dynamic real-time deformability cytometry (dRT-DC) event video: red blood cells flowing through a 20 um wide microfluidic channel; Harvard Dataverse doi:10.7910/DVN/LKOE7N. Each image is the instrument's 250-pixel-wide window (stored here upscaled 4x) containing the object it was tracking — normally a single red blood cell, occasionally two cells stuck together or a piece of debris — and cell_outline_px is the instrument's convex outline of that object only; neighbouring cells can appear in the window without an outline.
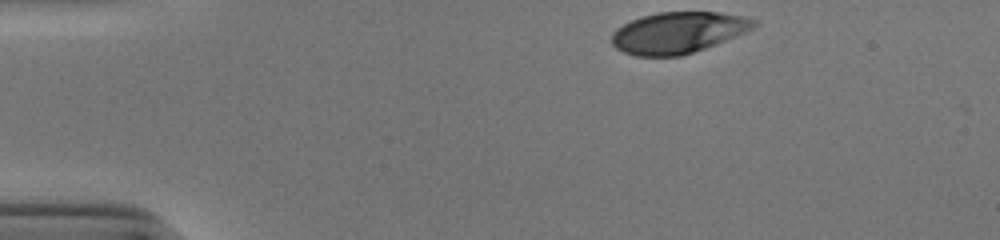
{"species": "human", "species_latin": "Homo sapiens", "temperature_condition": "cold", "stored_images_in_passage": 35, "camera_frame_rate_fps": 3000, "um_per_image_px": 0.085, "donor": {"sex": "male"}, "frame": {"image": 1, "passage_image": 1, "time_ms": 0.0, "image_size_px": [1000, 240], "cell_outline_px": [[760, 24], [748, 32], [716, 44], [680, 56], [636, 56], [624, 52], [616, 48], [612, 44], [612, 32], [616, 28], [640, 16], [660, 12], [720, 12], [744, 16], [756, 20]], "centroid_in_image_um": [57.67, 2.76], "position_along_channel_um": 27.3, "area_um2": 34.39}}
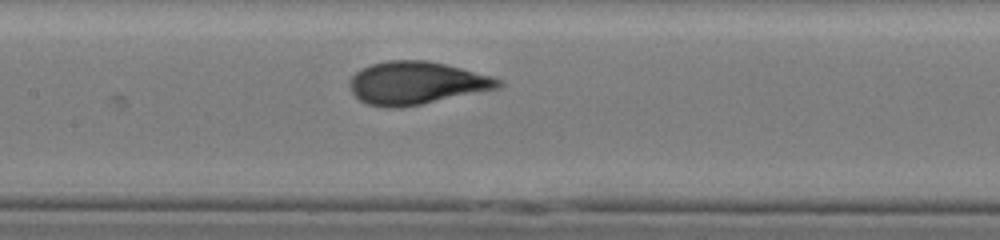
{"frame": {"image": 2, "passage_image": 18, "time_ms": 5.667, "image_size_px": [1000, 240], "cell_outline_px": [[504, 84], [500, 88], [400, 108], [388, 108], [368, 104], [360, 100], [352, 92], [348, 84], [352, 76], [356, 72], [372, 64], [388, 60], [424, 60], [444, 64], [492, 76], [500, 80]], "centroid_in_image_um": [35.39, 7.06], "position_along_channel_um": 172.0, "area_um2": 36.76}}
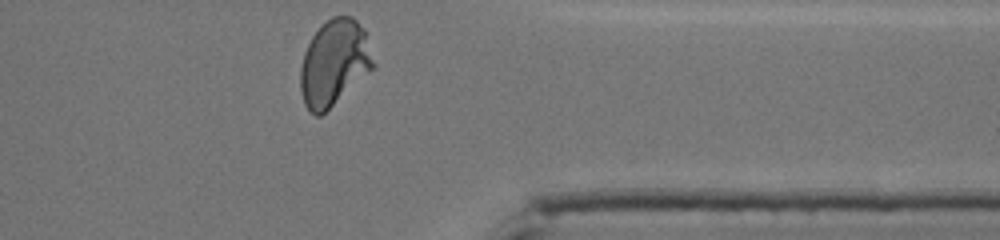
{"frame": {"image": 3, "passage_image": 35, "time_ms": 11.333, "image_size_px": [1000, 240], "cell_outline_px": [[376, 68], [320, 116], [316, 116], [304, 104], [300, 92], [300, 68], [304, 52], [312, 36], [332, 16], [352, 16], [364, 28], [376, 64]], "centroid_in_image_um": [28.43, 5.36], "position_along_channel_um": 383.0, "area_um2": 36.7}, "authors_computed_cell_mechanics": {"area_um2": 36.1828, "velocity_mm_per_s": 3.8745, "shape_relaxation_time_tau1_ms": 4.1025, "shape_relaxation_time_tau2_ms": null, "deformation_change_tau1": 0.1999, "deformation_change_tau2": null}}